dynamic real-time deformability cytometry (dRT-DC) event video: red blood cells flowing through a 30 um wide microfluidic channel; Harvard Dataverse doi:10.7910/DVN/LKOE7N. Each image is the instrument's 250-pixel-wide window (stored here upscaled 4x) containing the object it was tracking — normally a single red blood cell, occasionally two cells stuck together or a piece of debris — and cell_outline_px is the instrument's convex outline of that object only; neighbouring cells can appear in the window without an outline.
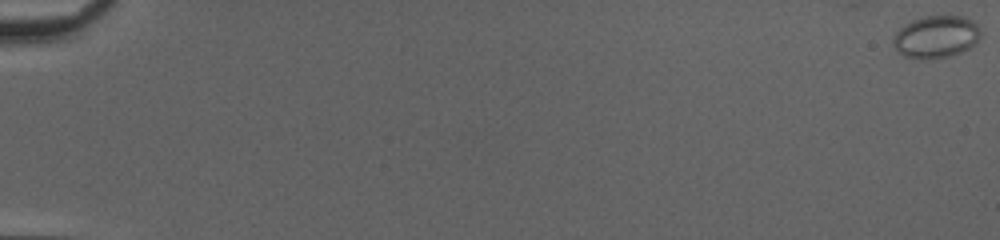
{"species": "common noctule bat (a hibernating species)", "species_latin": "Nyctalus noctula", "temperature_condition": "cold", "stored_images_in_passage": 12, "camera_frame_rate_fps": 3000, "um_per_image_px": 0.085, "animal": {"sex": "female", "body_mass_g": 20.0, "forearm_length_mm": 54.0}, "frame": {"image": 1, "passage_image": 1, "time_ms": 0.0, "image_size_px": [1000, 240], "cell_outline_px": [[980, 36], [976, 44], [952, 56], [924, 60], [904, 56], [892, 44], [892, 36], [904, 24], [912, 20], [924, 16], [964, 16], [972, 20], [980, 28]], "centroid_in_image_um": [79.56, 3.13], "position_along_channel_um": 5.4, "area_um2": 21.79}}